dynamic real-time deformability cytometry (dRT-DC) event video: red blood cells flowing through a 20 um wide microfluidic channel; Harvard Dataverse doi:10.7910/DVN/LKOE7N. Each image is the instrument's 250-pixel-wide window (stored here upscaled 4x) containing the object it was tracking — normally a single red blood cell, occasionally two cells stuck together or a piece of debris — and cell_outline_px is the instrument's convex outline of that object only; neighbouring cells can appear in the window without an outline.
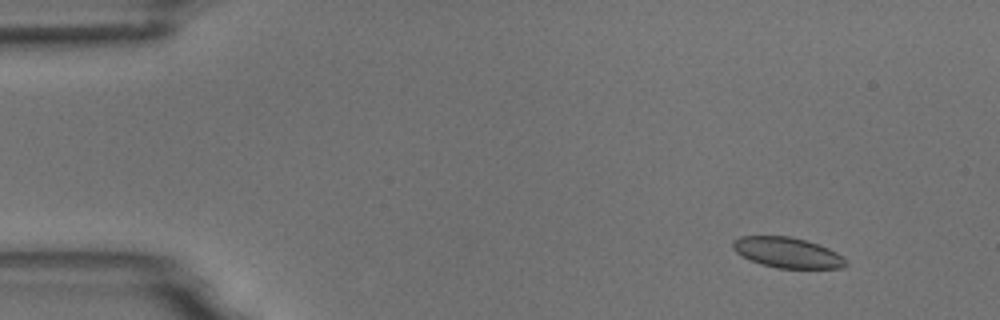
{"species": "common noctule bat (a hibernating species)", "species_latin": "Nyctalus noctula", "temperature_condition": "room temperature", "stored_images_in_passage": 6, "camera_frame_rate_fps": 3000, "um_per_image_px": 0.085, "animal": {"sex": "male", "body_mass_g": 18.8}, "frame": {"image": 1, "passage_image": 2, "time_ms": 1.0, "image_size_px": [1000, 320], "cell_outline_px": [[848, 264], [844, 268], [776, 268], [752, 260], [736, 252], [732, 248], [732, 240], [740, 236], [792, 236], [828, 248], [844, 256], [848, 260]], "centroid_in_image_um": [66.96, 21.47], "position_along_channel_um": 18.0, "area_um2": 20.0}}
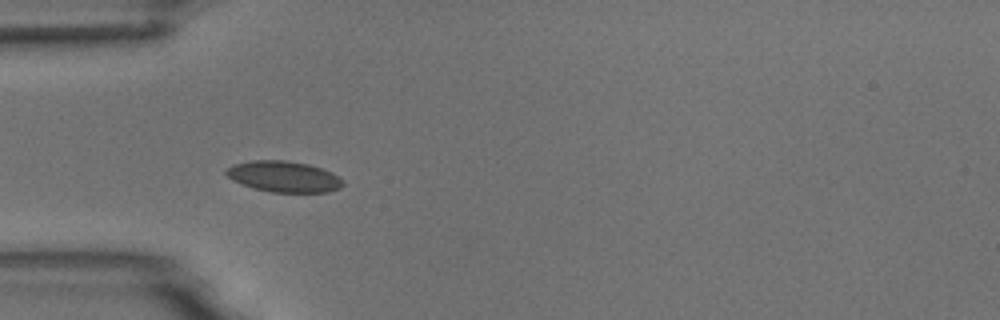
{"frame": {"image": 2, "passage_image": 5, "time_ms": 4.667, "image_size_px": [1000, 320], "cell_outline_px": [[344, 184], [340, 188], [328, 192], [272, 192], [256, 188], [232, 180], [224, 172], [232, 164], [252, 160], [284, 160], [308, 164], [332, 172], [344, 180]], "centroid_in_image_um": [24.15, 15.0], "position_along_channel_um": 60.9, "area_um2": 20.98}}